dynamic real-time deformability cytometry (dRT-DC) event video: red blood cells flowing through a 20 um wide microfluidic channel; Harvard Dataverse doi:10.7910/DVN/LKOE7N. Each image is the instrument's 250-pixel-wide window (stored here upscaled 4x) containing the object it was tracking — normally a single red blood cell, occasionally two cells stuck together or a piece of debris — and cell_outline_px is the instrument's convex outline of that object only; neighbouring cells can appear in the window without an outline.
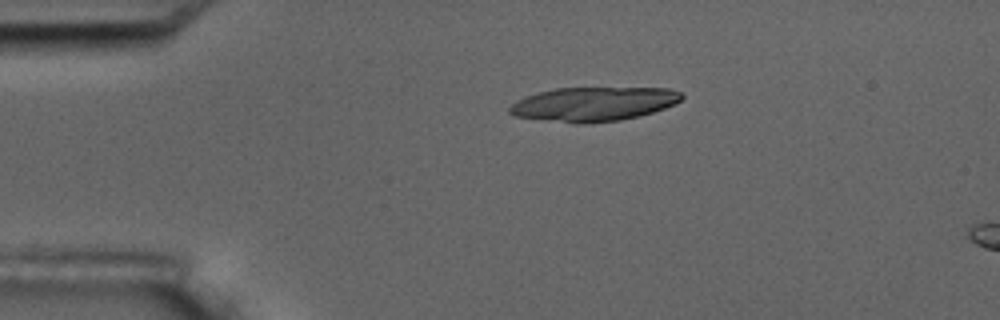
{"species": "common noctule bat (a hibernating species)", "species_latin": "Nyctalus noctula", "temperature_condition": "room temperature", "stored_images_in_passage": 3, "camera_frame_rate_fps": 3000, "um_per_image_px": 0.085, "animal": {"sex": "male", "body_mass_g": 17.5, "forearm_length_mm": 52.3}, "frame": {"image": 1, "passage_image": 1, "time_ms": 0.0, "image_size_px": [1000, 320], "cell_outline_px": [[684, 96], [676, 104], [640, 116], [620, 120], [592, 124], [576, 124], [516, 116], [508, 112], [508, 108], [516, 100], [524, 96], [556, 88], [668, 88], [680, 92]], "centroid_in_image_um": [50.45, 8.85], "position_along_channel_um": 34.6, "area_um2": 34.39}}